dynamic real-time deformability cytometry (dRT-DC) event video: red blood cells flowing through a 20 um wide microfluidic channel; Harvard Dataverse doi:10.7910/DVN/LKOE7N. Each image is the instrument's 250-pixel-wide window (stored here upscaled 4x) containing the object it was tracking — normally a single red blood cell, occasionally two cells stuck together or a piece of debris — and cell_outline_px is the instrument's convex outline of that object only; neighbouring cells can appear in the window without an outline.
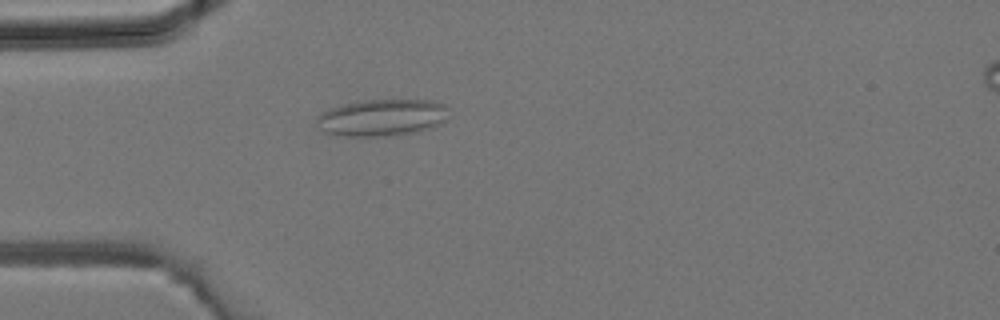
{"species": "common noctule bat (a hibernating species)", "species_latin": "Nyctalus noctula", "temperature_condition": "room temperature", "stored_images_in_passage": 1, "camera_frame_rate_fps": 3000, "um_per_image_px": 0.085, "animal": {"sex": "male", "body_mass_g": 19.2, "forearm_length_mm": 51.8}, "frame": {"image": 1, "passage_image": 1, "time_ms": 0.0, "image_size_px": [1000, 320], "cell_outline_px": [[448, 120], [432, 128], [416, 132], [396, 136], [344, 136], [324, 132], [320, 128], [316, 120], [316, 116], [320, 112], [328, 108], [340, 104], [364, 100], [432, 100], [444, 104], [448, 108]], "centroid_in_image_um": [32.48, 9.99], "position_along_channel_um": 52.5, "area_um2": 28.96}}